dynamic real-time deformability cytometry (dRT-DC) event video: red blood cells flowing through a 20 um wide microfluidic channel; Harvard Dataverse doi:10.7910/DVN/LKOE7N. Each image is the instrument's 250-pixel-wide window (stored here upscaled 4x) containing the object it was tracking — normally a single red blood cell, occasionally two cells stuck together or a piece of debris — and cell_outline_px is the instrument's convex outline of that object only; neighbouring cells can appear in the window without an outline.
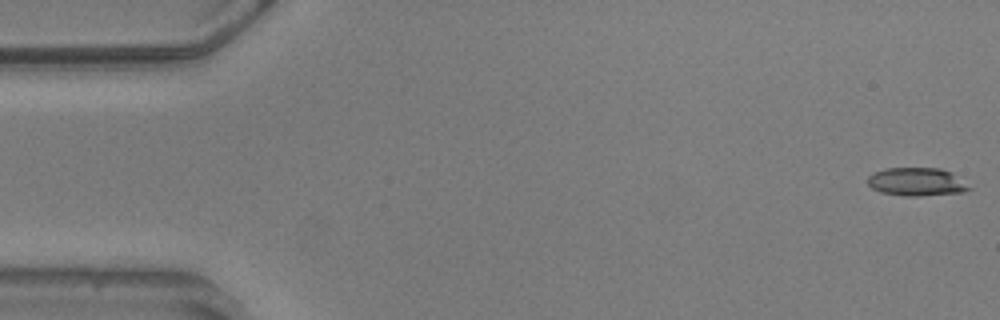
{"species": "common noctule bat (a hibernating species)", "species_latin": "Nyctalus noctula", "temperature_condition": "warm", "stored_images_in_passage": 56, "camera_frame_rate_fps": 3000, "um_per_image_px": 0.085, "animal": {"sex": "male", "body_mass_g": 20.5, "forearm_length_mm": 52.5}, "frame": {"image": 1, "passage_image": 1, "time_ms": 0.0, "image_size_px": [1000, 320], "cell_outline_px": [[972, 188], [964, 192], [920, 196], [904, 196], [880, 192], [872, 188], [868, 184], [868, 176], [872, 172], [884, 168], [940, 168], [952, 172]], "centroid_in_image_um": [77.9, 15.45], "position_along_channel_um": 7.1, "area_um2": 16.82}}
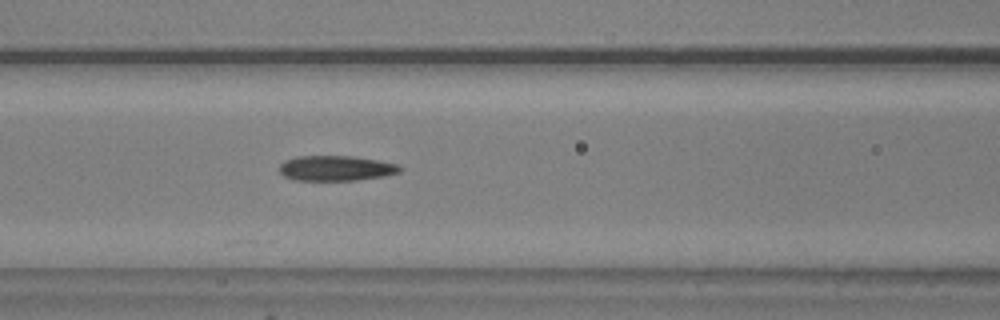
{"frame": {"image": 2, "passage_image": 23, "time_ms": 7.333, "image_size_px": [1000, 320], "cell_outline_px": [[404, 168], [400, 172], [384, 176], [356, 180], [296, 180], [284, 176], [280, 172], [280, 164], [284, 160], [296, 156], [352, 156], [376, 160], [396, 164]], "centroid_in_image_um": [28.55, 14.29], "position_along_channel_um": 138.1, "area_um2": 17.63}}
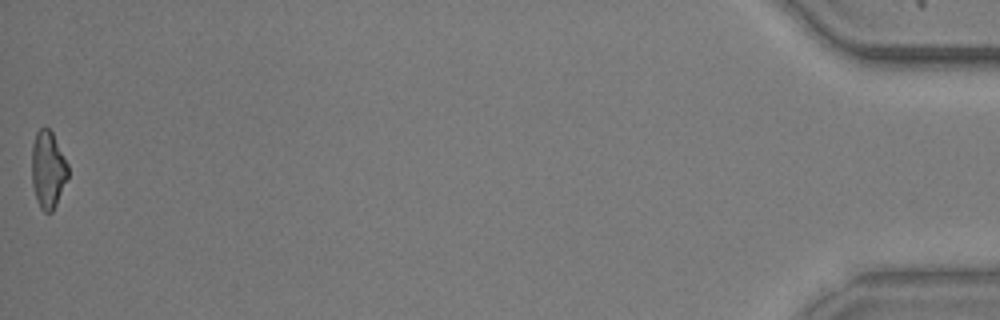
{"frame": {"image": 3, "passage_image": 56, "time_ms": 18.333, "image_size_px": [1000, 320], "cell_outline_px": [[68, 176], [56, 204], [52, 212], [44, 212], [40, 208], [36, 200], [32, 184], [32, 144], [36, 132], [40, 128], [48, 128], [52, 132], [68, 164]], "centroid_in_image_um": [4.06, 14.42], "position_along_channel_um": 431.1, "area_um2": 16.24}, "authors_computed_cell_mechanics": {"area_um2": 17.629, "velocity_mm_per_s": 3.6096, "shape_relaxation_time_tau1_ms": 10.0839, "shape_relaxation_time_tau2_ms": 5.4433, "deformation_change_tau1": 0.2546, "deformation_change_tau2": 0.1678}}